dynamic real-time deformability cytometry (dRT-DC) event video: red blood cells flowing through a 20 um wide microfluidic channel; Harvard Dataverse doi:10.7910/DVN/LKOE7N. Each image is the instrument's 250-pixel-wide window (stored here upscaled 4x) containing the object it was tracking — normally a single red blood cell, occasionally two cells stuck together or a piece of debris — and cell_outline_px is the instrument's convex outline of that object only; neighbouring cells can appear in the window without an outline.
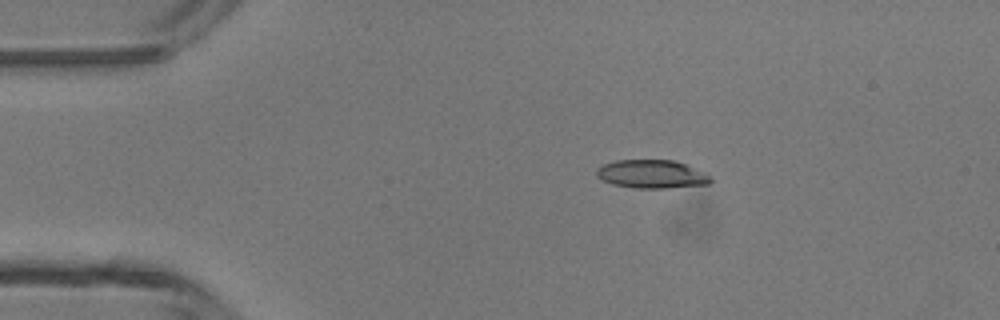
{"species": "common noctule bat (a hibernating species)", "species_latin": "Nyctalus noctula", "temperature_condition": "room temperature", "stored_images_in_passage": 3, "camera_frame_rate_fps": 3000, "um_per_image_px": 0.085, "animal": {"sex": "male", "body_mass_g": 13.3}, "frame": {"image": 1, "passage_image": 1, "time_ms": 0.0, "image_size_px": [1000, 320], "cell_outline_px": [[712, 180], [708, 184], [668, 188], [636, 188], [612, 184], [600, 180], [596, 176], [596, 168], [604, 164], [616, 160], [672, 160], [708, 172]], "centroid_in_image_um": [55.39, 14.8], "position_along_channel_um": 29.6, "area_um2": 19.02}}
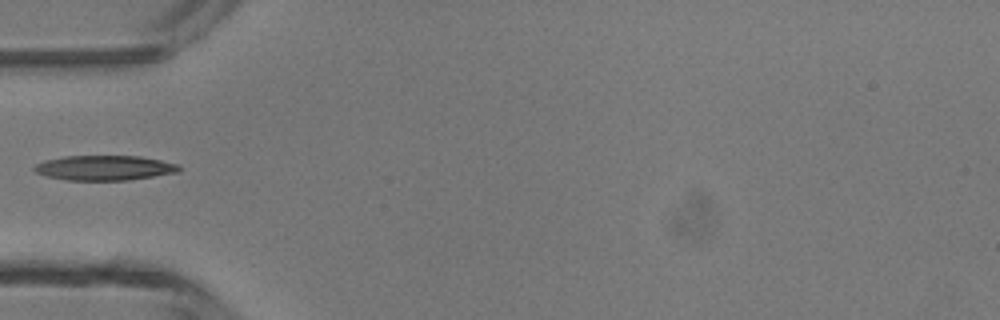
{"frame": {"image": 2, "passage_image": 3, "time_ms": 2.333, "image_size_px": [1000, 320], "cell_outline_px": [[180, 172], [128, 180], [68, 180], [44, 176], [36, 172], [32, 168], [36, 164], [44, 160], [64, 156], [140, 156], [180, 164]], "centroid_in_image_um": [8.88, 14.26], "position_along_channel_um": 76.1, "area_um2": 21.1}}